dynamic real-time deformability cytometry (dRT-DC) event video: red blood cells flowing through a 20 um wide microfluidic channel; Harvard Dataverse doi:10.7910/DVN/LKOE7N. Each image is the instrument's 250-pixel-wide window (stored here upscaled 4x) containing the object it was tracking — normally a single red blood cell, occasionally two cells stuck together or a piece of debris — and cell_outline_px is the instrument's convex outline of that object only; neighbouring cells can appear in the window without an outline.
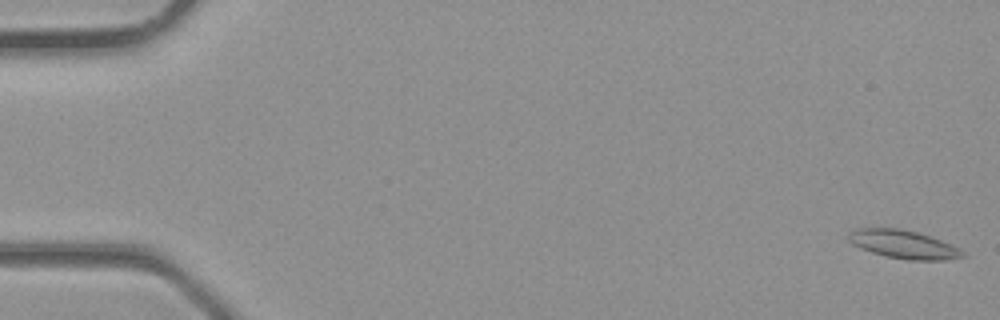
{"species": "common noctule bat (a hibernating species)", "species_latin": "Nyctalus noctula", "temperature_condition": "room temperature", "stored_images_in_passage": 4, "camera_frame_rate_fps": 3000, "um_per_image_px": 0.085, "animal": {"sex": "male", "body_mass_g": 23.1, "forearm_length_mm": 52.7}, "frame": {"image": 1, "passage_image": 1, "time_ms": 0.0, "image_size_px": [1000, 320], "cell_outline_px": [[968, 256], [944, 260], [908, 260], [888, 256], [872, 252], [860, 248], [852, 244], [848, 240], [848, 232], [856, 228], [896, 228], [916, 232], [940, 240], [960, 248]], "centroid_in_image_um": [76.79, 20.77], "position_along_channel_um": 8.2, "area_um2": 18.73}}